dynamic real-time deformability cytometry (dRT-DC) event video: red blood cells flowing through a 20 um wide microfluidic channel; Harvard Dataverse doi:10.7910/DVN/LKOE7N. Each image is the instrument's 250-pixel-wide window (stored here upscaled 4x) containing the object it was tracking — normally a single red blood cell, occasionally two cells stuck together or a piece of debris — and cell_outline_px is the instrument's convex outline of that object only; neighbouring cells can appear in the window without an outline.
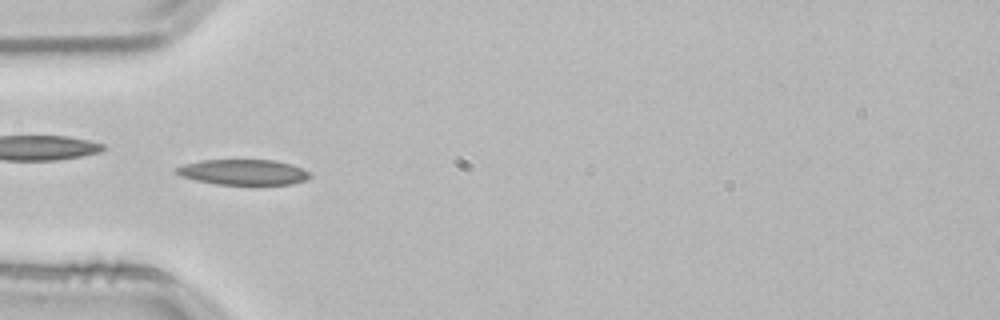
{"species": "common noctule bat (a hibernating species)", "species_latin": "Nyctalus noctula", "temperature_condition": "room temperature", "stored_images_in_passage": 53, "camera_frame_rate_fps": 3000, "um_per_image_px": 0.085, "animal": {"sex": "male", "body_mass_g": 21.5, "forearm_length_mm": 52.0}, "frame": {"image": 1, "passage_image": 16, "time_ms": 5.0, "image_size_px": [1000, 320], "cell_outline_px": [[312, 176], [308, 180], [292, 184], [216, 184], [196, 180], [180, 176], [176, 172], [176, 168], [184, 164], [200, 160], [276, 160], [292, 164], [308, 172]], "centroid_in_image_um": [20.7, 14.63], "position_along_channel_um": 64.3, "area_um2": 19.77}, "authors_computed_cell_mechanics": {"area_um2": 18.9584, "velocity_mm_per_s": 3.8164, "shape_relaxation_time_tau1_ms": null, "shape_relaxation_time_tau2_ms": 5.9116, "deformation_change_tau1": null, "deformation_change_tau2": 0.1412}}